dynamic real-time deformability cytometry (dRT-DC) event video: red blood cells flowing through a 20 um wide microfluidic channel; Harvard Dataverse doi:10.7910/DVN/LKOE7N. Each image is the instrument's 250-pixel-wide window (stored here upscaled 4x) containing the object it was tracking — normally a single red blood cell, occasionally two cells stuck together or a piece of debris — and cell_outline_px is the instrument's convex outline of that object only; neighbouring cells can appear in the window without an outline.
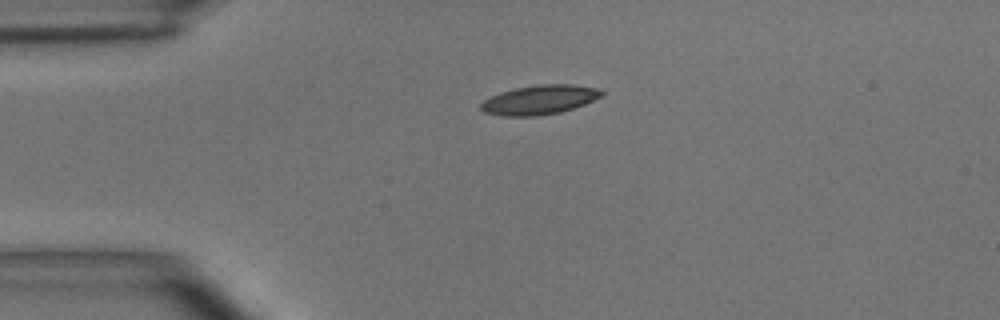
{"species": "common noctule bat (a hibernating species)", "species_latin": "Nyctalus noctula", "temperature_condition": "room temperature", "stored_images_in_passage": 43, "camera_frame_rate_fps": 3000, "um_per_image_px": 0.085, "animal": {"sex": "male", "body_mass_g": 15.6}, "frame": {"image": 1, "passage_image": 1, "time_ms": 0.0, "image_size_px": [1000, 320], "cell_outline_px": [[604, 92], [600, 96], [584, 104], [560, 112], [536, 116], [500, 116], [484, 112], [480, 108], [480, 104], [484, 100], [500, 92], [516, 88], [536, 84], [572, 84], [600, 88]], "centroid_in_image_um": [45.84, 8.48], "position_along_channel_um": 39.2, "area_um2": 20.58}}
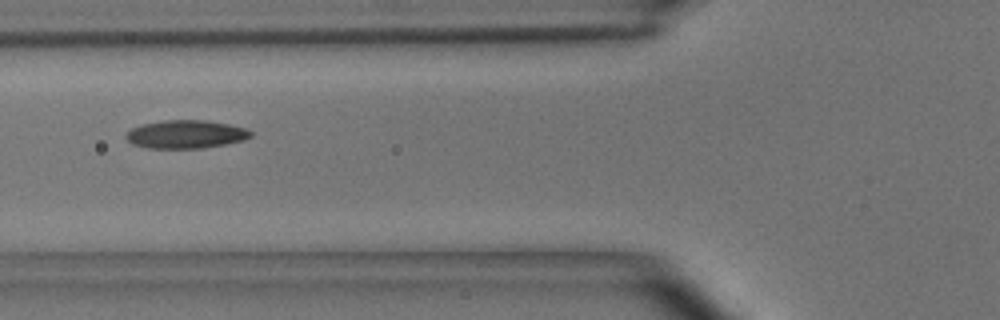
{"frame": {"image": 2, "passage_image": 9, "time_ms": 2.667, "image_size_px": [1000, 320], "cell_outline_px": [[252, 136], [244, 140], [228, 144], [204, 148], [148, 148], [132, 144], [124, 136], [132, 128], [140, 124], [164, 120], [204, 120], [228, 124], [248, 128], [252, 132]], "centroid_in_image_um": [15.82, 11.41], "position_along_channel_um": 110.0, "area_um2": 20.69}}
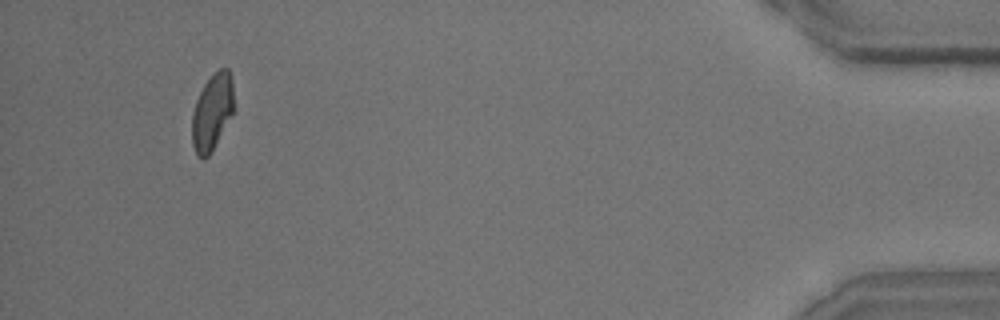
{"frame": {"image": 3, "passage_image": 40, "time_ms": 13.0, "image_size_px": [1000, 320], "cell_outline_px": [[232, 112], [208, 156], [204, 160], [196, 156], [192, 144], [192, 112], [196, 100], [204, 84], [220, 68], [228, 68], [232, 76]], "centroid_in_image_um": [17.99, 9.52], "position_along_channel_um": 417.2, "area_um2": 18.09}, "authors_computed_cell_mechanics": {"area_um2": 19.8832, "velocity_mm_per_s": 3.6498, "shape_relaxation_time_tau1_ms": 4.5251, "shape_relaxation_time_tau2_ms": 2.8648, "deformation_change_tau1": 0.1621, "deformation_change_tau2": 0.0923}}